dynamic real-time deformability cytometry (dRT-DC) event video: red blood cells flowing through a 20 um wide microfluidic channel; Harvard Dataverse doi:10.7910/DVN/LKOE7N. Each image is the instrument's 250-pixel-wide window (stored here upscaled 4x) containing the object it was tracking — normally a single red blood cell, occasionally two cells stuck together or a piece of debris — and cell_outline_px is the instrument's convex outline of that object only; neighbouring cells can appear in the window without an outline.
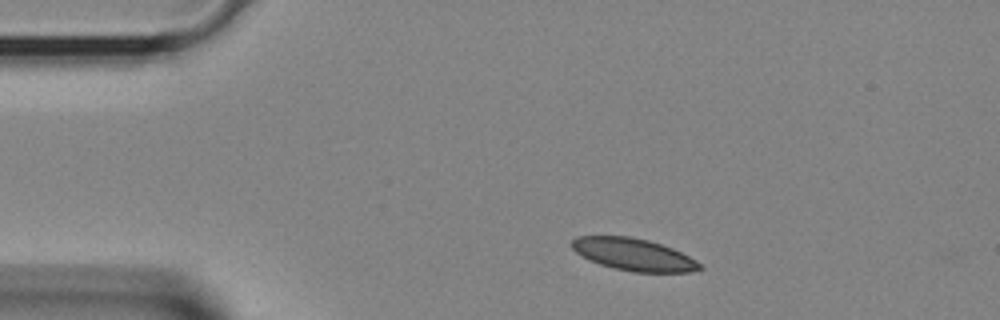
{"species": "Egyptian fruit bat (a non-hibernating species)", "species_latin": "Rousettus aegyptiacus", "temperature_condition": "room temperature", "stored_images_in_passage": 33, "camera_frame_rate_fps": 3000, "um_per_image_px": 0.085, "animal": {"sex": "female"}, "frame": {"image": 1, "passage_image": 1, "time_ms": 0.0, "image_size_px": [1000, 320], "cell_outline_px": [[704, 268], [692, 272], [632, 272], [612, 268], [588, 260], [576, 252], [572, 248], [572, 240], [576, 236], [628, 236], [648, 240], [672, 248], [696, 260]], "centroid_in_image_um": [53.84, 21.64], "position_along_channel_um": 31.2, "area_um2": 23.99}}
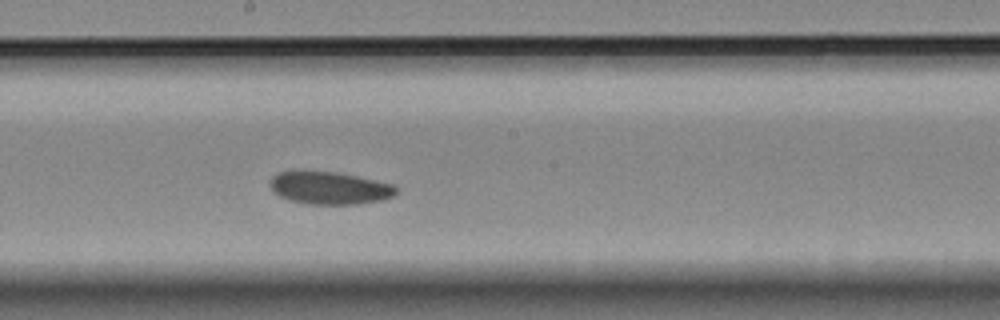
{"frame": {"image": 2, "passage_image": 15, "time_ms": 4.667, "image_size_px": [1000, 320], "cell_outline_px": [[400, 192], [396, 196], [384, 200], [360, 204], [312, 204], [288, 200], [272, 192], [268, 184], [268, 180], [276, 172], [292, 168], [300, 168], [336, 172], [392, 184], [400, 188]], "centroid_in_image_um": [27.95, 15.94], "position_along_channel_um": 220.3, "area_um2": 25.14}}
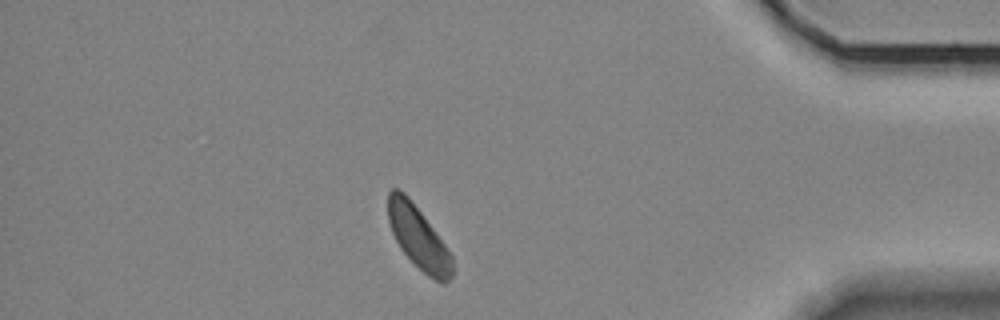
{"frame": {"image": 3, "passage_image": 28, "time_ms": 9.0, "image_size_px": [1000, 320], "cell_outline_px": [[452, 276], [444, 284], [428, 276], [400, 248], [392, 232], [388, 220], [388, 192], [392, 188], [400, 188], [408, 196], [444, 244], [452, 256]], "centroid_in_image_um": [35.54, 20.17], "position_along_channel_um": 399.7, "area_um2": 22.83}}